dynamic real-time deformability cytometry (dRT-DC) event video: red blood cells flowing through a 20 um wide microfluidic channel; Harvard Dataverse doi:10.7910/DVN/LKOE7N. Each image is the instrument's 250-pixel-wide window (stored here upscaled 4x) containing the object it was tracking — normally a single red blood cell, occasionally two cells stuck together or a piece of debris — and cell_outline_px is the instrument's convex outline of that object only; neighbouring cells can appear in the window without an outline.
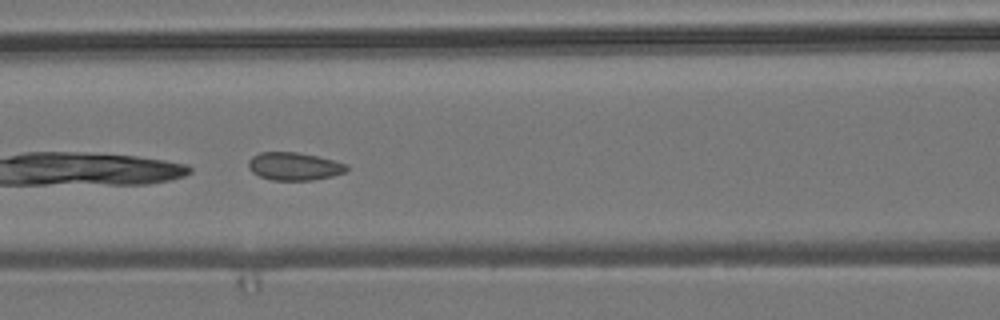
{"species": "common noctule bat (a hibernating species)", "species_latin": "Nyctalus noctula", "temperature_condition": "room temperature", "stored_images_in_passage": 34, "camera_frame_rate_fps": 3000, "um_per_image_px": 0.085, "animal": {"sex": "male", "body_mass_g": 19.2, "forearm_length_mm": 51.8}, "frame": {"image": 1, "passage_image": 6, "time_ms": 1.667, "image_size_px": [1000, 320], "cell_outline_px": [[348, 168], [344, 172], [332, 176], [312, 180], [272, 180], [260, 176], [252, 172], [248, 168], [248, 160], [252, 156], [260, 152], [296, 152], [316, 156], [348, 164]], "centroid_in_image_um": [24.98, 14.13], "position_along_channel_um": 141.6, "area_um2": 15.9}}
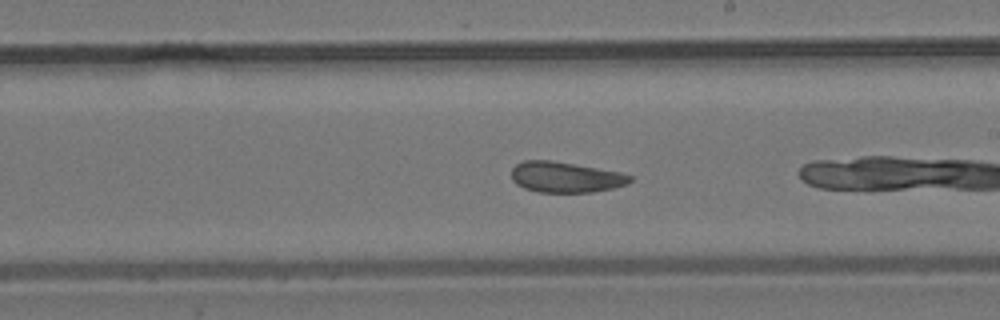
{"frame": {"image": 2, "passage_image": 10, "time_ms": 3.0, "image_size_px": [1000, 320], "cell_outline_px": [[632, 180], [628, 184], [612, 188], [592, 192], [540, 192], [524, 188], [516, 184], [512, 180], [512, 168], [516, 164], [524, 160], [552, 160], [620, 172], [632, 176]], "centroid_in_image_um": [48.06, 15.05], "position_along_channel_um": 240.9, "area_um2": 21.15}}
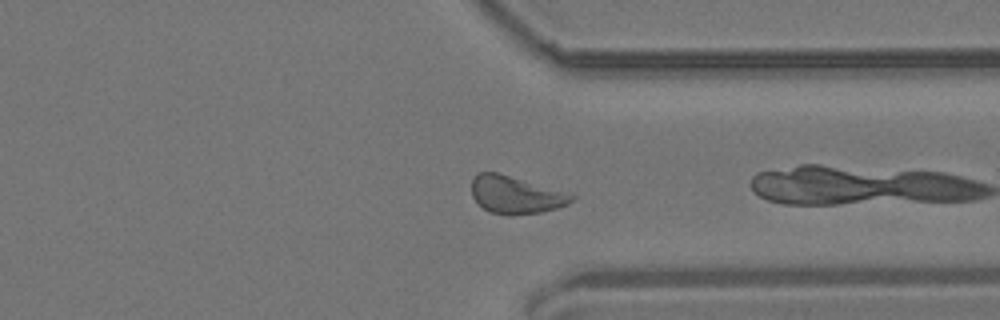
{"frame": {"image": 3, "passage_image": 20, "time_ms": 6.333, "image_size_px": [1000, 320], "cell_outline_px": [[576, 196], [568, 204], [556, 208], [540, 212], [488, 212], [472, 196], [472, 180], [476, 172], [496, 172]], "centroid_in_image_um": [43.77, 16.52], "position_along_channel_um": 367.6, "area_um2": 20.63}}